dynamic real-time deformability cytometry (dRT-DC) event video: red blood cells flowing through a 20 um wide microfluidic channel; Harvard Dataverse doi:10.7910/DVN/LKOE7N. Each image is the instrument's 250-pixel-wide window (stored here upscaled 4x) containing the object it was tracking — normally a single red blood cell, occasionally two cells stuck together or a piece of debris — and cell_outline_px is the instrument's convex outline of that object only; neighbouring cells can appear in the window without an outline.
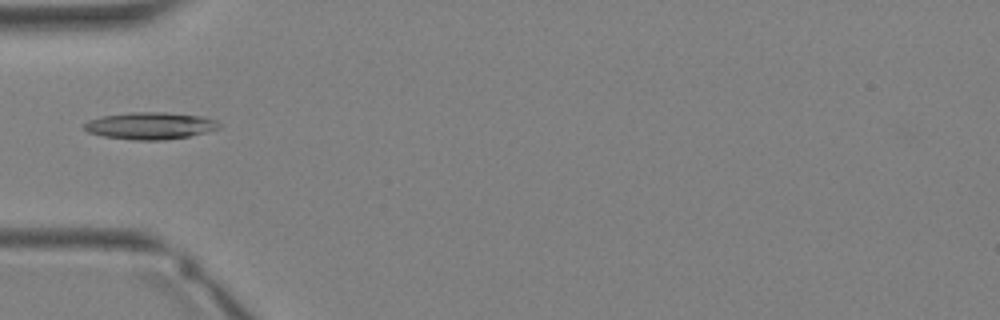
{"species": "Egyptian fruit bat (a non-hibernating species)", "species_latin": "Rousettus aegyptiacus", "temperature_condition": "warm", "stored_images_in_passage": 34, "camera_frame_rate_fps": 3000, "um_per_image_px": 0.085, "animal": {"sex": "female"}, "frame": {"image": 1, "passage_image": 11, "time_ms": 3.333, "image_size_px": [1000, 320], "cell_outline_px": [[220, 128], [208, 132], [188, 136], [164, 140], [132, 140], [104, 136], [88, 132], [84, 128], [84, 124], [88, 120], [100, 116], [128, 112], [168, 112], [200, 116], [216, 120], [220, 124]], "centroid_in_image_um": [12.76, 10.68], "position_along_channel_um": 72.2, "area_um2": 21.39}}
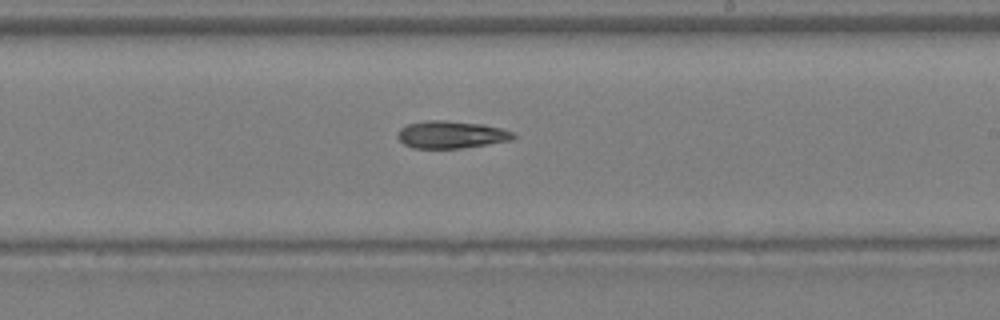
{"frame": {"image": 2, "passage_image": 20, "time_ms": 6.333, "image_size_px": [1000, 320], "cell_outline_px": [[516, 136], [512, 140], [460, 148], [412, 148], [404, 144], [396, 136], [396, 132], [400, 128], [408, 124], [424, 120], [444, 120], [484, 124], [500, 128], [512, 132]], "centroid_in_image_um": [38.3, 11.43], "position_along_channel_um": 250.7, "area_um2": 18.5}}
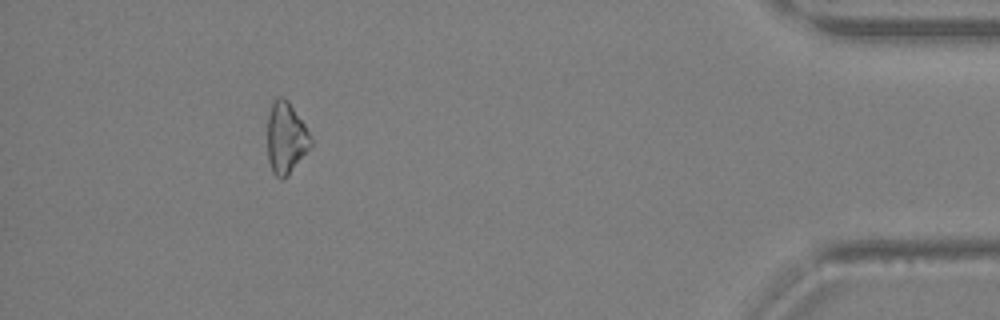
{"frame": {"image": 3, "passage_image": 31, "time_ms": 10.0, "image_size_px": [1000, 320], "cell_outline_px": [[312, 144], [288, 172], [280, 180], [272, 172], [268, 160], [268, 112], [272, 100], [276, 96], [284, 96], [288, 100], [304, 124], [312, 140]], "centroid_in_image_um": [24.26, 11.63], "position_along_channel_um": 410.9, "area_um2": 17.69}}